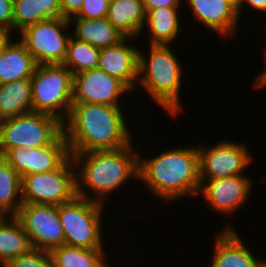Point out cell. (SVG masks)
<instances>
[{
  "label": "cell",
  "instance_id": "1",
  "mask_svg": "<svg viewBox=\"0 0 266 267\" xmlns=\"http://www.w3.org/2000/svg\"><path fill=\"white\" fill-rule=\"evenodd\" d=\"M123 111L120 106L73 103L63 122L69 153L117 150L133 143Z\"/></svg>",
  "mask_w": 266,
  "mask_h": 267
},
{
  "label": "cell",
  "instance_id": "2",
  "mask_svg": "<svg viewBox=\"0 0 266 267\" xmlns=\"http://www.w3.org/2000/svg\"><path fill=\"white\" fill-rule=\"evenodd\" d=\"M138 155V180L163 203L198 196L200 167L198 147L169 148L148 159ZM165 201V202H164Z\"/></svg>",
  "mask_w": 266,
  "mask_h": 267
},
{
  "label": "cell",
  "instance_id": "3",
  "mask_svg": "<svg viewBox=\"0 0 266 267\" xmlns=\"http://www.w3.org/2000/svg\"><path fill=\"white\" fill-rule=\"evenodd\" d=\"M70 155L76 167V195L79 197L104 204L107 197L130 178L138 179L139 152L133 149V144L117 150ZM86 187L90 192L86 191Z\"/></svg>",
  "mask_w": 266,
  "mask_h": 267
},
{
  "label": "cell",
  "instance_id": "4",
  "mask_svg": "<svg viewBox=\"0 0 266 267\" xmlns=\"http://www.w3.org/2000/svg\"><path fill=\"white\" fill-rule=\"evenodd\" d=\"M171 48L150 44L148 57L139 49L137 82L170 117H177L183 111L180 93L185 70Z\"/></svg>",
  "mask_w": 266,
  "mask_h": 267
},
{
  "label": "cell",
  "instance_id": "5",
  "mask_svg": "<svg viewBox=\"0 0 266 267\" xmlns=\"http://www.w3.org/2000/svg\"><path fill=\"white\" fill-rule=\"evenodd\" d=\"M30 79L32 111L55 116L64 122L73 104L72 72L62 64L37 65Z\"/></svg>",
  "mask_w": 266,
  "mask_h": 267
},
{
  "label": "cell",
  "instance_id": "6",
  "mask_svg": "<svg viewBox=\"0 0 266 267\" xmlns=\"http://www.w3.org/2000/svg\"><path fill=\"white\" fill-rule=\"evenodd\" d=\"M104 208L102 203L77 195L71 201L60 204L58 214L64 230V244L85 249H104L101 220Z\"/></svg>",
  "mask_w": 266,
  "mask_h": 267
},
{
  "label": "cell",
  "instance_id": "7",
  "mask_svg": "<svg viewBox=\"0 0 266 267\" xmlns=\"http://www.w3.org/2000/svg\"><path fill=\"white\" fill-rule=\"evenodd\" d=\"M63 132V122L41 112H27L0 121V156L10 149L25 146L42 148Z\"/></svg>",
  "mask_w": 266,
  "mask_h": 267
},
{
  "label": "cell",
  "instance_id": "8",
  "mask_svg": "<svg viewBox=\"0 0 266 267\" xmlns=\"http://www.w3.org/2000/svg\"><path fill=\"white\" fill-rule=\"evenodd\" d=\"M22 204L60 205L76 196V167L70 155L53 171L25 175L21 182Z\"/></svg>",
  "mask_w": 266,
  "mask_h": 267
},
{
  "label": "cell",
  "instance_id": "9",
  "mask_svg": "<svg viewBox=\"0 0 266 267\" xmlns=\"http://www.w3.org/2000/svg\"><path fill=\"white\" fill-rule=\"evenodd\" d=\"M70 21L58 17L32 24L20 33V41L33 56L37 65L63 64L69 35ZM67 30V32H66Z\"/></svg>",
  "mask_w": 266,
  "mask_h": 267
},
{
  "label": "cell",
  "instance_id": "10",
  "mask_svg": "<svg viewBox=\"0 0 266 267\" xmlns=\"http://www.w3.org/2000/svg\"><path fill=\"white\" fill-rule=\"evenodd\" d=\"M16 217L28 234L32 248L50 252L64 244L58 205L22 204Z\"/></svg>",
  "mask_w": 266,
  "mask_h": 267
},
{
  "label": "cell",
  "instance_id": "11",
  "mask_svg": "<svg viewBox=\"0 0 266 267\" xmlns=\"http://www.w3.org/2000/svg\"><path fill=\"white\" fill-rule=\"evenodd\" d=\"M200 179H219L244 175L252 156L248 147L237 141L221 140L214 146L199 145Z\"/></svg>",
  "mask_w": 266,
  "mask_h": 267
},
{
  "label": "cell",
  "instance_id": "12",
  "mask_svg": "<svg viewBox=\"0 0 266 267\" xmlns=\"http://www.w3.org/2000/svg\"><path fill=\"white\" fill-rule=\"evenodd\" d=\"M128 92L131 90L122 81L99 68L73 74V103L121 106L119 101Z\"/></svg>",
  "mask_w": 266,
  "mask_h": 267
},
{
  "label": "cell",
  "instance_id": "13",
  "mask_svg": "<svg viewBox=\"0 0 266 267\" xmlns=\"http://www.w3.org/2000/svg\"><path fill=\"white\" fill-rule=\"evenodd\" d=\"M70 156L68 142L62 132L51 144L42 148L15 147L3 158L21 176L57 169Z\"/></svg>",
  "mask_w": 266,
  "mask_h": 267
},
{
  "label": "cell",
  "instance_id": "14",
  "mask_svg": "<svg viewBox=\"0 0 266 267\" xmlns=\"http://www.w3.org/2000/svg\"><path fill=\"white\" fill-rule=\"evenodd\" d=\"M251 180L247 175L200 179L198 196L202 195L217 213L232 216L249 201L253 186Z\"/></svg>",
  "mask_w": 266,
  "mask_h": 267
},
{
  "label": "cell",
  "instance_id": "15",
  "mask_svg": "<svg viewBox=\"0 0 266 267\" xmlns=\"http://www.w3.org/2000/svg\"><path fill=\"white\" fill-rule=\"evenodd\" d=\"M236 231L227 223L215 234L210 267H266V260L255 257Z\"/></svg>",
  "mask_w": 266,
  "mask_h": 267
},
{
  "label": "cell",
  "instance_id": "16",
  "mask_svg": "<svg viewBox=\"0 0 266 267\" xmlns=\"http://www.w3.org/2000/svg\"><path fill=\"white\" fill-rule=\"evenodd\" d=\"M186 1V0H184ZM195 20L226 41L235 38L240 21L237 10L226 0H187ZM189 5V6H188Z\"/></svg>",
  "mask_w": 266,
  "mask_h": 267
},
{
  "label": "cell",
  "instance_id": "17",
  "mask_svg": "<svg viewBox=\"0 0 266 267\" xmlns=\"http://www.w3.org/2000/svg\"><path fill=\"white\" fill-rule=\"evenodd\" d=\"M129 39L133 38L125 37L117 45L100 49L98 68L133 91L138 83L139 49L127 43Z\"/></svg>",
  "mask_w": 266,
  "mask_h": 267
},
{
  "label": "cell",
  "instance_id": "18",
  "mask_svg": "<svg viewBox=\"0 0 266 267\" xmlns=\"http://www.w3.org/2000/svg\"><path fill=\"white\" fill-rule=\"evenodd\" d=\"M125 37L138 38L145 26L142 0H110L106 17Z\"/></svg>",
  "mask_w": 266,
  "mask_h": 267
},
{
  "label": "cell",
  "instance_id": "19",
  "mask_svg": "<svg viewBox=\"0 0 266 267\" xmlns=\"http://www.w3.org/2000/svg\"><path fill=\"white\" fill-rule=\"evenodd\" d=\"M69 21L75 24L73 37L99 49L117 45L125 38L107 18H71Z\"/></svg>",
  "mask_w": 266,
  "mask_h": 267
},
{
  "label": "cell",
  "instance_id": "20",
  "mask_svg": "<svg viewBox=\"0 0 266 267\" xmlns=\"http://www.w3.org/2000/svg\"><path fill=\"white\" fill-rule=\"evenodd\" d=\"M36 66L25 45L14 40L0 53V84L31 78Z\"/></svg>",
  "mask_w": 266,
  "mask_h": 267
},
{
  "label": "cell",
  "instance_id": "21",
  "mask_svg": "<svg viewBox=\"0 0 266 267\" xmlns=\"http://www.w3.org/2000/svg\"><path fill=\"white\" fill-rule=\"evenodd\" d=\"M180 7H159L146 13L145 30L149 32V44H173L181 31L179 15ZM147 25V26H146Z\"/></svg>",
  "mask_w": 266,
  "mask_h": 267
},
{
  "label": "cell",
  "instance_id": "22",
  "mask_svg": "<svg viewBox=\"0 0 266 267\" xmlns=\"http://www.w3.org/2000/svg\"><path fill=\"white\" fill-rule=\"evenodd\" d=\"M62 17L60 0H14L13 29L21 32L27 26Z\"/></svg>",
  "mask_w": 266,
  "mask_h": 267
},
{
  "label": "cell",
  "instance_id": "23",
  "mask_svg": "<svg viewBox=\"0 0 266 267\" xmlns=\"http://www.w3.org/2000/svg\"><path fill=\"white\" fill-rule=\"evenodd\" d=\"M32 111L31 79L0 84V121Z\"/></svg>",
  "mask_w": 266,
  "mask_h": 267
},
{
  "label": "cell",
  "instance_id": "24",
  "mask_svg": "<svg viewBox=\"0 0 266 267\" xmlns=\"http://www.w3.org/2000/svg\"><path fill=\"white\" fill-rule=\"evenodd\" d=\"M32 249L28 234L16 216H9L0 225V264L28 253Z\"/></svg>",
  "mask_w": 266,
  "mask_h": 267
},
{
  "label": "cell",
  "instance_id": "25",
  "mask_svg": "<svg viewBox=\"0 0 266 267\" xmlns=\"http://www.w3.org/2000/svg\"><path fill=\"white\" fill-rule=\"evenodd\" d=\"M54 267H108L105 249H85L66 244L50 251Z\"/></svg>",
  "mask_w": 266,
  "mask_h": 267
},
{
  "label": "cell",
  "instance_id": "26",
  "mask_svg": "<svg viewBox=\"0 0 266 267\" xmlns=\"http://www.w3.org/2000/svg\"><path fill=\"white\" fill-rule=\"evenodd\" d=\"M21 182V176L0 156V210L9 216H16L22 206Z\"/></svg>",
  "mask_w": 266,
  "mask_h": 267
},
{
  "label": "cell",
  "instance_id": "27",
  "mask_svg": "<svg viewBox=\"0 0 266 267\" xmlns=\"http://www.w3.org/2000/svg\"><path fill=\"white\" fill-rule=\"evenodd\" d=\"M100 49L88 42H83L71 36L67 44V53L63 66L72 74L98 68Z\"/></svg>",
  "mask_w": 266,
  "mask_h": 267
},
{
  "label": "cell",
  "instance_id": "28",
  "mask_svg": "<svg viewBox=\"0 0 266 267\" xmlns=\"http://www.w3.org/2000/svg\"><path fill=\"white\" fill-rule=\"evenodd\" d=\"M2 267H54L49 251L32 248L28 253L7 260Z\"/></svg>",
  "mask_w": 266,
  "mask_h": 267
},
{
  "label": "cell",
  "instance_id": "29",
  "mask_svg": "<svg viewBox=\"0 0 266 267\" xmlns=\"http://www.w3.org/2000/svg\"><path fill=\"white\" fill-rule=\"evenodd\" d=\"M110 0H83L80 12L72 18L102 19L107 17Z\"/></svg>",
  "mask_w": 266,
  "mask_h": 267
},
{
  "label": "cell",
  "instance_id": "30",
  "mask_svg": "<svg viewBox=\"0 0 266 267\" xmlns=\"http://www.w3.org/2000/svg\"><path fill=\"white\" fill-rule=\"evenodd\" d=\"M13 1L0 0V26L13 30Z\"/></svg>",
  "mask_w": 266,
  "mask_h": 267
},
{
  "label": "cell",
  "instance_id": "31",
  "mask_svg": "<svg viewBox=\"0 0 266 267\" xmlns=\"http://www.w3.org/2000/svg\"><path fill=\"white\" fill-rule=\"evenodd\" d=\"M83 0H60L61 15L70 20L75 17L82 8Z\"/></svg>",
  "mask_w": 266,
  "mask_h": 267
},
{
  "label": "cell",
  "instance_id": "32",
  "mask_svg": "<svg viewBox=\"0 0 266 267\" xmlns=\"http://www.w3.org/2000/svg\"><path fill=\"white\" fill-rule=\"evenodd\" d=\"M182 0H142L145 13L159 7H180Z\"/></svg>",
  "mask_w": 266,
  "mask_h": 267
},
{
  "label": "cell",
  "instance_id": "33",
  "mask_svg": "<svg viewBox=\"0 0 266 267\" xmlns=\"http://www.w3.org/2000/svg\"><path fill=\"white\" fill-rule=\"evenodd\" d=\"M244 4L253 8L255 11L259 10L261 13L263 12L266 15V0H242L241 8L237 11L239 18H241V14L243 7H246Z\"/></svg>",
  "mask_w": 266,
  "mask_h": 267
},
{
  "label": "cell",
  "instance_id": "34",
  "mask_svg": "<svg viewBox=\"0 0 266 267\" xmlns=\"http://www.w3.org/2000/svg\"><path fill=\"white\" fill-rule=\"evenodd\" d=\"M13 30L0 26V53L5 50L12 42L11 35Z\"/></svg>",
  "mask_w": 266,
  "mask_h": 267
},
{
  "label": "cell",
  "instance_id": "35",
  "mask_svg": "<svg viewBox=\"0 0 266 267\" xmlns=\"http://www.w3.org/2000/svg\"><path fill=\"white\" fill-rule=\"evenodd\" d=\"M265 62H266V60H265ZM252 86H253V88L258 89V90H259V88L263 89L266 87V65L263 68V70L256 76L255 81H254Z\"/></svg>",
  "mask_w": 266,
  "mask_h": 267
},
{
  "label": "cell",
  "instance_id": "36",
  "mask_svg": "<svg viewBox=\"0 0 266 267\" xmlns=\"http://www.w3.org/2000/svg\"><path fill=\"white\" fill-rule=\"evenodd\" d=\"M228 1L237 11L241 8L242 0H226Z\"/></svg>",
  "mask_w": 266,
  "mask_h": 267
},
{
  "label": "cell",
  "instance_id": "37",
  "mask_svg": "<svg viewBox=\"0 0 266 267\" xmlns=\"http://www.w3.org/2000/svg\"><path fill=\"white\" fill-rule=\"evenodd\" d=\"M9 217L3 210H0V225L4 222V220Z\"/></svg>",
  "mask_w": 266,
  "mask_h": 267
}]
</instances>
